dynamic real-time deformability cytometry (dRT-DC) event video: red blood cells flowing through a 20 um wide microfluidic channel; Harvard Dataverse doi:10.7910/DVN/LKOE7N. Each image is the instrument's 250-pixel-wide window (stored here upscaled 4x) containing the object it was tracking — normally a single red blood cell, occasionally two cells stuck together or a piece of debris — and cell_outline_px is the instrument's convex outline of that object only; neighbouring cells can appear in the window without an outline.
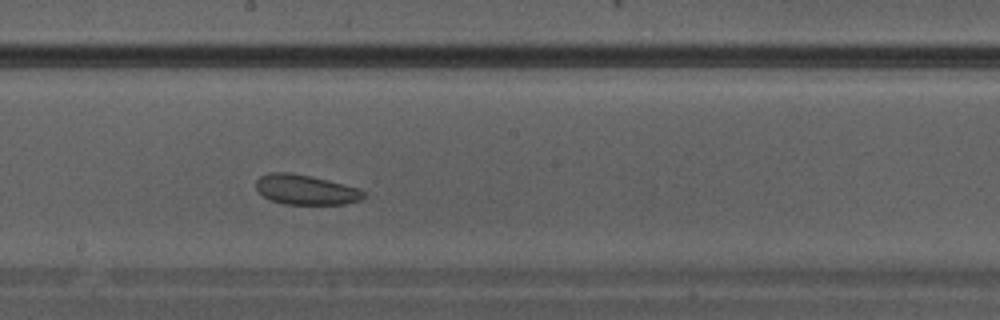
{"species": "Egyptian fruit bat (a non-hibernating species)", "species_latin": "Rousettus aegyptiacus", "temperature_condition": "warm", "stored_images_in_passage": 10, "camera_frame_rate_fps": 3000, "um_per_image_px": 0.085, "animal": {"sex": "male"}, "frame": {"image": 1, "passage_image": 10, "time_ms": 3.0, "image_size_px": [1000, 320], "cell_outline_px": [[364, 196], [360, 200], [344, 204], [284, 204], [272, 200], [264, 196], [256, 188], [256, 180], [260, 176], [268, 172], [292, 172], [328, 180], [360, 188], [364, 192]], "centroid_in_image_um": [25.98, 16.11], "position_along_channel_um": 222.2, "area_um2": 18.73}}